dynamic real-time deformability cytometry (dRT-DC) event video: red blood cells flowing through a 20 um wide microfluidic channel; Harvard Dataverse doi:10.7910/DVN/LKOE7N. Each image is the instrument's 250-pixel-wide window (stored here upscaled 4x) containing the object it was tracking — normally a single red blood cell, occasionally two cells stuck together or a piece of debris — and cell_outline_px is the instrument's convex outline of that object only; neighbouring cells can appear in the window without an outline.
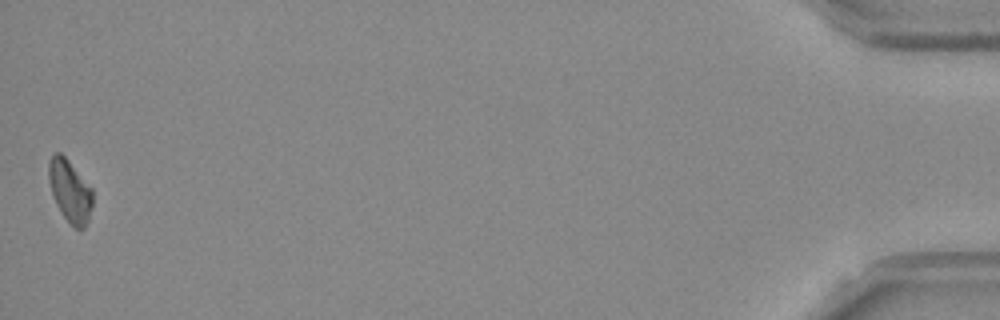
{"species": "Egyptian fruit bat (a non-hibernating species)", "species_latin": "Rousettus aegyptiacus", "temperature_condition": "room temperature", "stored_images_in_passage": 40, "camera_frame_rate_fps": 3000, "um_per_image_px": 0.085, "frame": {"image": 1, "passage_image": 40, "time_ms": 13.0, "image_size_px": [1000, 320], "cell_outline_px": [[92, 204], [88, 220], [84, 228], [76, 228], [64, 216], [56, 204], [52, 192], [48, 176], [48, 164], [52, 156], [56, 152], [60, 152], [68, 160], [92, 188]], "centroid_in_image_um": [5.94, 16.21], "position_along_channel_um": 429.3, "area_um2": 15.55}}